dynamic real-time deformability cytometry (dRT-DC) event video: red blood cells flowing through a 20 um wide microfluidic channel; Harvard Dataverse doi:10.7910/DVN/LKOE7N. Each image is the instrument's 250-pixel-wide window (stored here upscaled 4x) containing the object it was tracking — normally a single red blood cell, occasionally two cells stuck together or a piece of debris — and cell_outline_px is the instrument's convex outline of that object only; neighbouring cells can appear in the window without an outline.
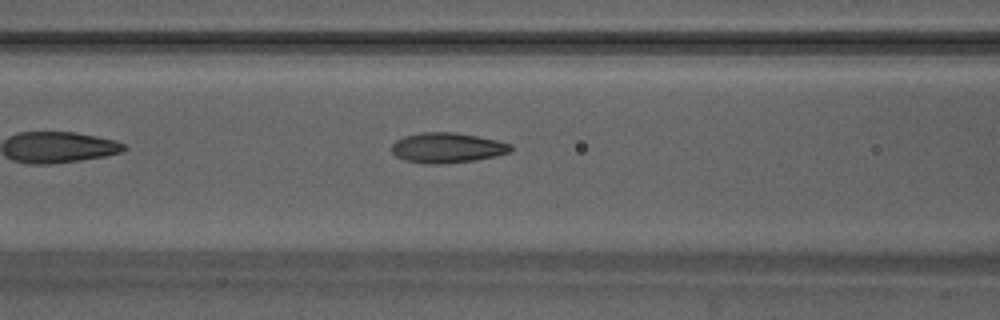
{"species": "Egyptian fruit bat (a non-hibernating species)", "species_latin": "Rousettus aegyptiacus", "temperature_condition": "warm", "stored_images_in_passage": 30, "camera_frame_rate_fps": 3000, "um_per_image_px": 0.085, "animal": {"sex": "male"}, "frame": {"image": 1, "passage_image": 5, "time_ms": 1.333, "image_size_px": [1000, 320], "cell_outline_px": [[512, 148], [508, 152], [496, 156], [472, 160], [440, 164], [428, 164], [404, 160], [396, 156], [392, 152], [392, 144], [396, 140], [404, 136], [420, 132], [456, 132], [496, 140], [512, 144]], "centroid_in_image_um": [37.98, 12.55], "position_along_channel_um": 128.6, "area_um2": 20.81}, "authors_computed_cell_mechanics": {"area_um2": 20.0566, "velocity_mm_per_s": 4.2058, "shape_relaxation_time_tau1_ms": 3.687, "shape_relaxation_time_tau2_ms": 1.1011, "deformation_change_tau1": 0.1628, "deformation_change_tau2": 0.0758}}